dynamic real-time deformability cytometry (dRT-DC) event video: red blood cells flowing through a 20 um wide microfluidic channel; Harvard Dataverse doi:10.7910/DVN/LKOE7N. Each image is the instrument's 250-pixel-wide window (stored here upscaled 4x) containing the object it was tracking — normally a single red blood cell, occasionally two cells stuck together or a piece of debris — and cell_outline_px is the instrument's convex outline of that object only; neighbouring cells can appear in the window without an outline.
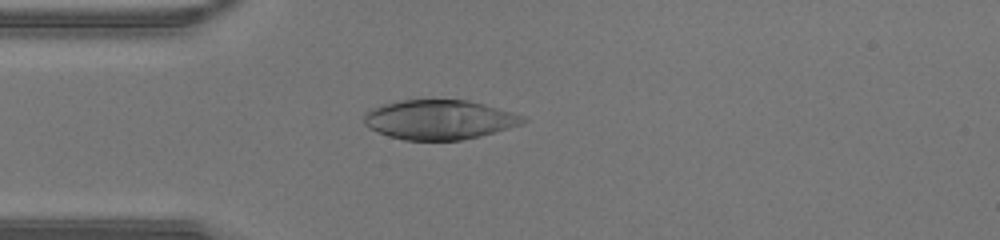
{"species": "human", "species_latin": "Homo sapiens", "temperature_condition": "warm", "stored_images_in_passage": 45, "camera_frame_rate_fps": 3000, "um_per_image_px": 0.085, "donor": {"sex": "male"}, "frame": {"image": 1, "passage_image": 12, "time_ms": 3.667, "image_size_px": [1000, 240], "cell_outline_px": [[528, 120], [520, 124], [508, 128], [480, 136], [460, 140], [404, 140], [388, 136], [368, 128], [364, 124], [364, 116], [372, 108], [380, 104], [400, 100], [468, 100], [484, 104], [512, 112], [524, 116]], "centroid_in_image_um": [37.31, 10.17], "position_along_channel_um": 47.7, "area_um2": 36.53}}
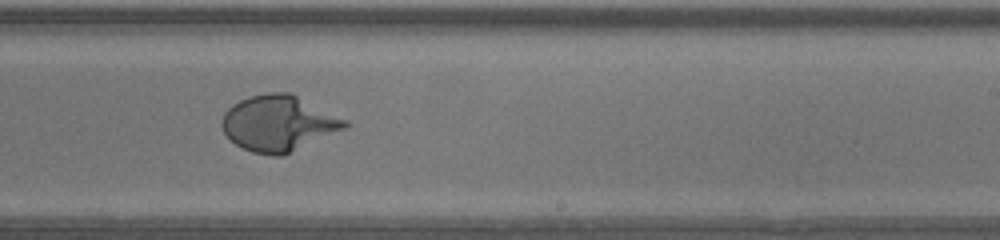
{"frame": {"image": 2, "passage_image": 27, "time_ms": 8.667, "image_size_px": [1000, 240], "cell_outline_px": [[352, 124], [348, 128], [284, 156], [272, 156], [252, 152], [236, 144], [224, 132], [220, 124], [224, 112], [232, 104], [248, 96], [268, 92], [292, 92], [348, 120]], "centroid_in_image_um": [23.73, 10.47], "position_along_channel_um": 265.3, "area_um2": 40.69}}
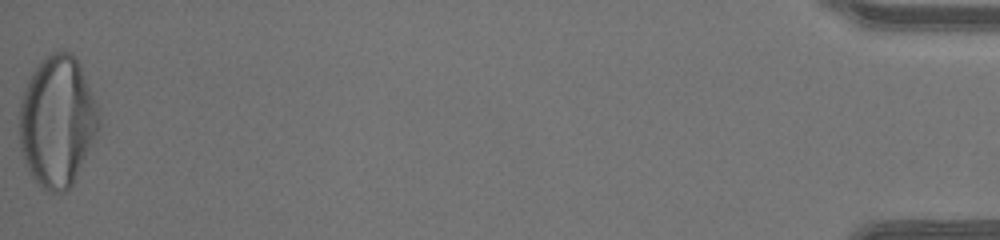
{"frame": {"image": 3, "passage_image": 45, "time_ms": 14.667, "image_size_px": [1000, 240], "cell_outline_px": [[100, 124], [84, 160], [72, 184], [64, 192], [52, 192], [44, 188], [28, 172], [20, 148], [20, 100], [24, 88], [32, 72], [52, 52], [68, 52], [80, 64], [96, 104], [100, 120]], "centroid_in_image_um": [4.85, 10.33], "position_along_channel_um": 430.4, "area_um2": 59.59}}